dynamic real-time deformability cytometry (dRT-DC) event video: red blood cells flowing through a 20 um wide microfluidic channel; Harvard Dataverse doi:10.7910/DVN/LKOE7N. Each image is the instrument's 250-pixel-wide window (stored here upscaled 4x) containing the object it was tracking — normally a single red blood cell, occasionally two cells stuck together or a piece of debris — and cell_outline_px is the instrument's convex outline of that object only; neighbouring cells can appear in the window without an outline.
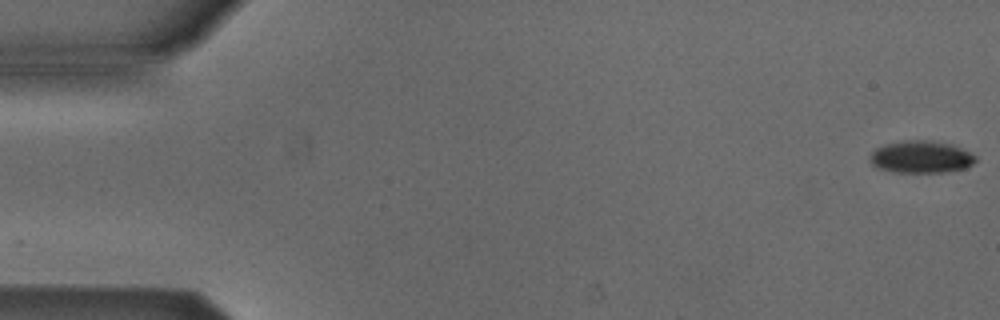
{"species": "Egyptian fruit bat (a non-hibernating species)", "species_latin": "Rousettus aegyptiacus", "temperature_condition": "cold", "stored_images_in_passage": 53, "camera_frame_rate_fps": 3000, "um_per_image_px": 0.085, "animal": {"sex": "male"}, "frame": {"image": 1, "passage_image": 1, "time_ms": 0.0, "image_size_px": [1000, 320], "cell_outline_px": [[976, 160], [972, 164], [964, 168], [944, 172], [892, 172], [876, 168], [868, 160], [872, 152], [876, 148], [884, 144], [908, 140], [928, 140], [952, 144], [976, 156]], "centroid_in_image_um": [78.24, 13.34], "position_along_channel_um": 6.8, "area_um2": 19.83}}
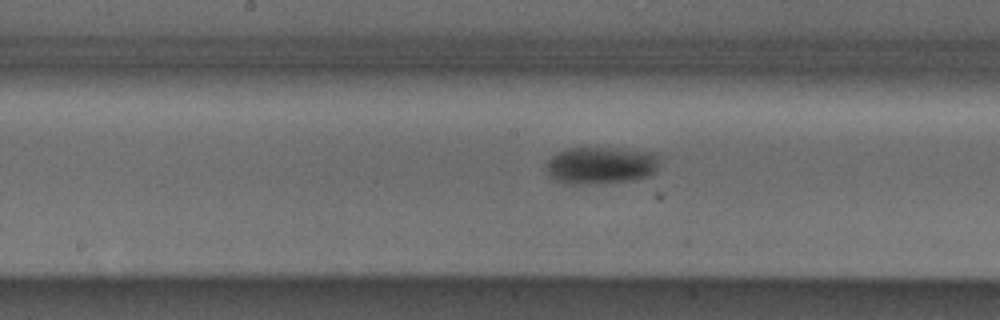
{"frame": {"image": 2, "passage_image": 27, "time_ms": 8.667, "image_size_px": [1000, 320], "cell_outline_px": [[660, 156], [656, 168], [648, 176], [636, 180], [576, 184], [568, 184], [556, 180], [548, 176], [548, 160], [552, 156], [568, 148], [616, 148], [656, 152]], "centroid_in_image_um": [51.11, 14.04], "position_along_channel_um": 197.1, "area_um2": 24.39}}
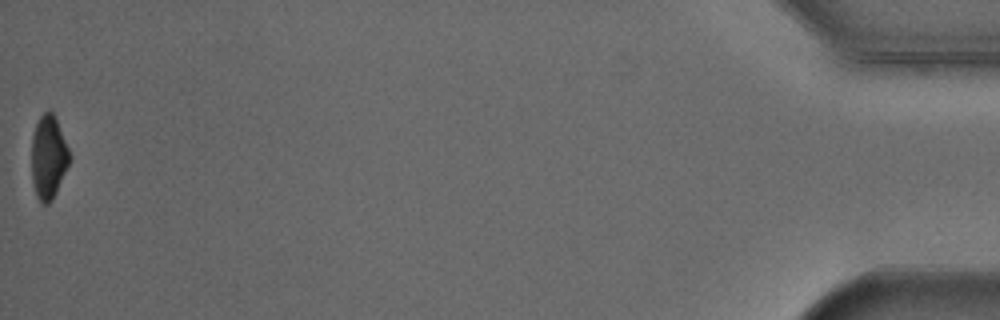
{"frame": {"image": 3, "passage_image": 53, "time_ms": 17.333, "image_size_px": [1000, 320], "cell_outline_px": [[72, 160], [52, 200], [48, 204], [40, 204], [36, 196], [32, 180], [32, 136], [36, 124], [40, 116], [48, 108], [52, 112], [56, 120], [72, 156]], "centroid_in_image_um": [4.13, 13.39], "position_along_channel_um": 431.1, "area_um2": 18.67}, "authors_computed_cell_mechanics": {"area_um2": 22.1374, "velocity_mm_per_s": 3.8987, "shape_relaxation_time_tau1_ms": 1.8409, "shape_relaxation_time_tau2_ms": null, "deformation_change_tau1": 0.0718, "deformation_change_tau2": null}}